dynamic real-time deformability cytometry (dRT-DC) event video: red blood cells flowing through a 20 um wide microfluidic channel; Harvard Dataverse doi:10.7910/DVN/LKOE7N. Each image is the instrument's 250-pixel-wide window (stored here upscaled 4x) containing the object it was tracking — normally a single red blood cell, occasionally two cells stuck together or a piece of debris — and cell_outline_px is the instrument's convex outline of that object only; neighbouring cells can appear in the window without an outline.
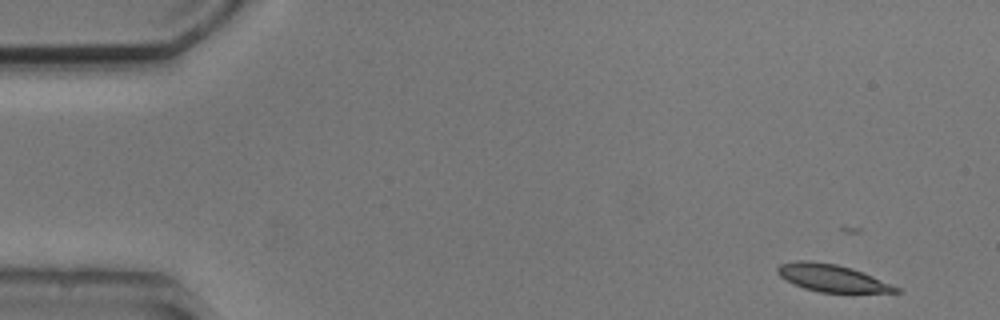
{"species": "common noctule bat (a hibernating species)", "species_latin": "Nyctalus noctula", "temperature_condition": "cold", "stored_images_in_passage": 7, "camera_frame_rate_fps": 3000, "um_per_image_px": 0.085, "animal": {"sex": "male", "body_mass_g": 20.5, "forearm_length_mm": 52.5}, "frame": {"image": 1, "passage_image": 1, "time_ms": 0.0, "image_size_px": [1000, 320], "cell_outline_px": [[904, 292], [820, 292], [804, 288], [792, 284], [780, 276], [776, 272], [776, 268], [780, 264], [796, 260], [808, 260], [836, 264], [852, 268], [892, 284], [900, 288]], "centroid_in_image_um": [70.69, 23.62], "position_along_channel_um": 14.3, "area_um2": 18.79}}
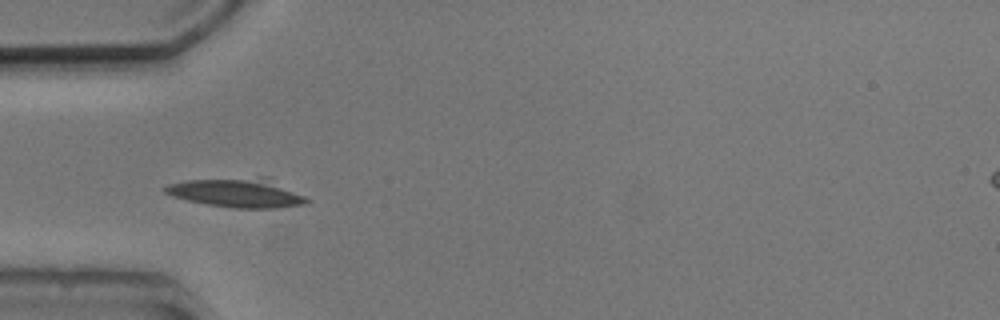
{"frame": {"image": 2, "passage_image": 4, "time_ms": 4.333, "image_size_px": [1000, 320], "cell_outline_px": [[312, 200], [304, 204], [276, 208], [232, 208], [208, 204], [188, 200], [172, 196], [164, 192], [160, 188], [168, 184], [188, 180], [260, 176], [264, 176]], "centroid_in_image_um": [20.13, 16.38], "position_along_channel_um": 64.9, "area_um2": 24.04}}